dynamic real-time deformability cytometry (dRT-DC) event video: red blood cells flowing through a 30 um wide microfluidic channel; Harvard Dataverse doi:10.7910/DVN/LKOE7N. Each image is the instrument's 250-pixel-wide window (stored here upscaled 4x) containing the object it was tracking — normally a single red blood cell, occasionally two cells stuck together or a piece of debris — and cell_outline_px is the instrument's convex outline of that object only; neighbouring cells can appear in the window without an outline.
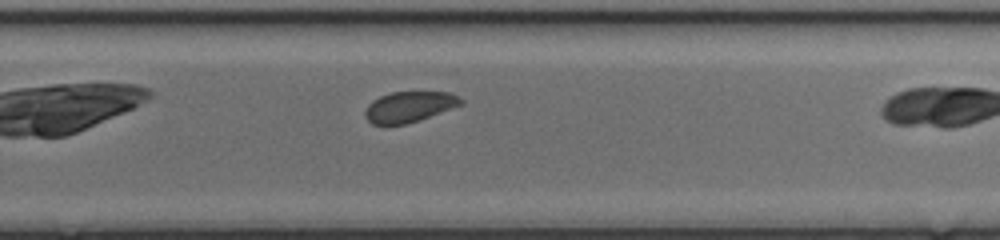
{"species": "common noctule bat (a hibernating species)", "species_latin": "Nyctalus noctula", "temperature_condition": "cold", "stored_images_in_passage": 24, "segment_of_instrument_passage": [2, 2], "camera_frame_rate_fps": 3000, "um_per_image_px": 0.085, "animal": {"sex": "female", "body_mass_g": 17.0, "forearm_length_mm": 48.0}, "frame": {"image": 1, "passage_image": 17, "time_ms": 5.333, "image_size_px": [1000, 240], "cell_outline_px": [[464, 104], [420, 120], [404, 124], [372, 124], [364, 116], [364, 112], [368, 104], [372, 100], [380, 96], [392, 92], [452, 92], [464, 100]], "centroid_in_image_um": [34.81, 9.07], "position_along_channel_um": 295.0, "area_um2": 17.22}}